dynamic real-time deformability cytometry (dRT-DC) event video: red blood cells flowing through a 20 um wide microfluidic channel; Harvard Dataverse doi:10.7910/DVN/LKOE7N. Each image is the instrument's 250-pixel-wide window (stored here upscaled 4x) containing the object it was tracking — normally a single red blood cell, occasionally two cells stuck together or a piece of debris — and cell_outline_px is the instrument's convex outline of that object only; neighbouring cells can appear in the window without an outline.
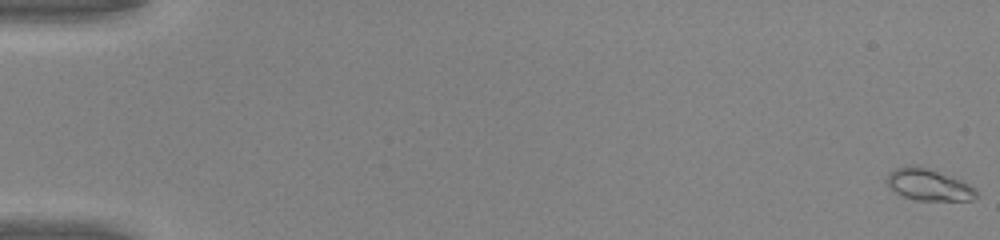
{"species": "common noctule bat (a hibernating species)", "species_latin": "Nyctalus noctula", "temperature_condition": "warm", "stored_images_in_passage": 50, "camera_frame_rate_fps": 3000, "um_per_image_px": 0.085, "animal": {"sex": "male", "body_mass_g": 20.0, "forearm_length_mm": 53.3}, "frame": {"image": 1, "passage_image": 1, "time_ms": 0.0, "image_size_px": [1000, 240], "cell_outline_px": [[976, 196], [968, 200], [920, 200], [904, 196], [892, 188], [888, 184], [888, 176], [892, 172], [900, 168], [920, 168], [968, 184], [976, 188]], "centroid_in_image_um": [78.97, 15.78], "position_along_channel_um": 6.0, "area_um2": 14.8}}
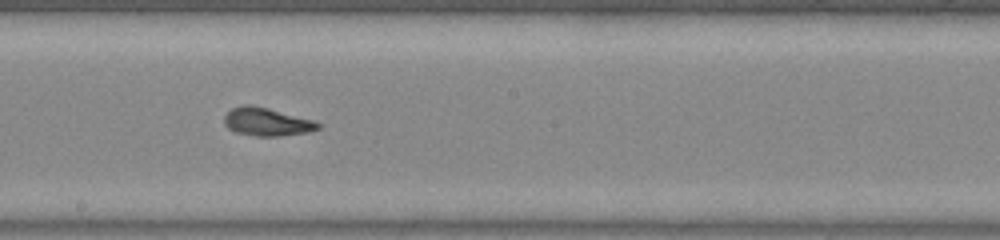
{"frame": {"image": 2, "passage_image": 29, "time_ms": 9.333, "image_size_px": [1000, 240], "cell_outline_px": [[320, 128], [308, 132], [276, 136], [256, 136], [236, 132], [228, 128], [224, 124], [224, 116], [232, 108], [244, 104], [252, 104], [268, 108], [312, 120], [320, 124]], "centroid_in_image_um": [22.64, 10.35], "position_along_channel_um": 225.6, "area_um2": 15.2}}
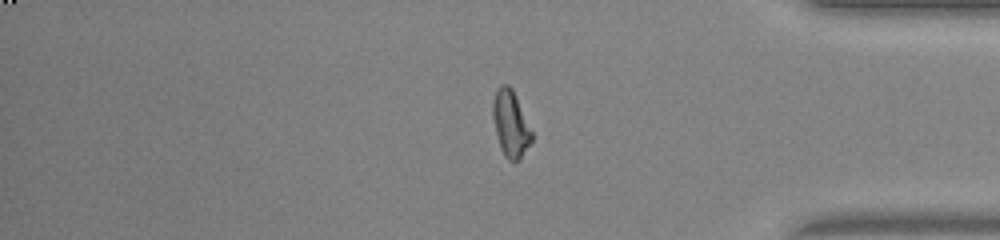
{"frame": {"image": 3, "passage_image": 42, "time_ms": 13.667, "image_size_px": [1000, 240], "cell_outline_px": [[532, 140], [520, 160], [508, 160], [504, 156], [500, 148], [492, 116], [492, 100], [500, 84], [508, 84], [512, 88], [516, 96], [532, 132]], "centroid_in_image_um": [43.39, 10.51], "position_along_channel_um": 391.8, "area_um2": 14.97}, "authors_computed_cell_mechanics": {"area_um2": 14.8835, "velocity_mm_per_s": 4.2686, "shape_relaxation_time_tau1_ms": 6.2611, "shape_relaxation_time_tau2_ms": 1.5646, "deformation_change_tau1": 0.2406, "deformation_change_tau2": 0.0979}}